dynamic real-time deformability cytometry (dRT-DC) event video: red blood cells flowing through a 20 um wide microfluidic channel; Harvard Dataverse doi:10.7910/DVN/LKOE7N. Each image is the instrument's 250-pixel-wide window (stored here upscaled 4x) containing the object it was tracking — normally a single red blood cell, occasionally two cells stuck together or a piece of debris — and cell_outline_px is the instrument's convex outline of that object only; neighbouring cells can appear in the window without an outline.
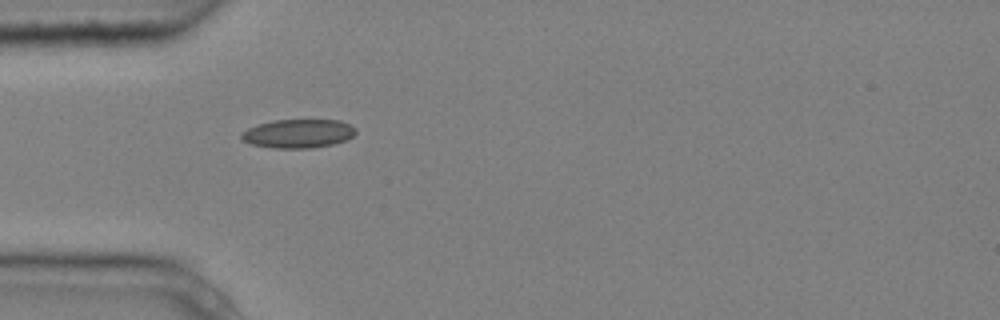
{"species": "common noctule bat (a hibernating species)", "species_latin": "Nyctalus noctula", "temperature_condition": "cold", "stored_images_in_passage": 5, "camera_frame_rate_fps": 3000, "um_per_image_px": 0.085, "animal": {"sex": "male", "body_mass_g": 20.4}, "frame": {"image": 1, "passage_image": 5, "time_ms": 1.333, "image_size_px": [1000, 320], "cell_outline_px": [[356, 132], [352, 136], [344, 140], [332, 144], [308, 148], [276, 148], [252, 144], [244, 140], [240, 136], [240, 132], [248, 128], [260, 124], [276, 120], [340, 120], [356, 128]], "centroid_in_image_um": [25.34, 11.35], "position_along_channel_um": 59.7, "area_um2": 18.84}}